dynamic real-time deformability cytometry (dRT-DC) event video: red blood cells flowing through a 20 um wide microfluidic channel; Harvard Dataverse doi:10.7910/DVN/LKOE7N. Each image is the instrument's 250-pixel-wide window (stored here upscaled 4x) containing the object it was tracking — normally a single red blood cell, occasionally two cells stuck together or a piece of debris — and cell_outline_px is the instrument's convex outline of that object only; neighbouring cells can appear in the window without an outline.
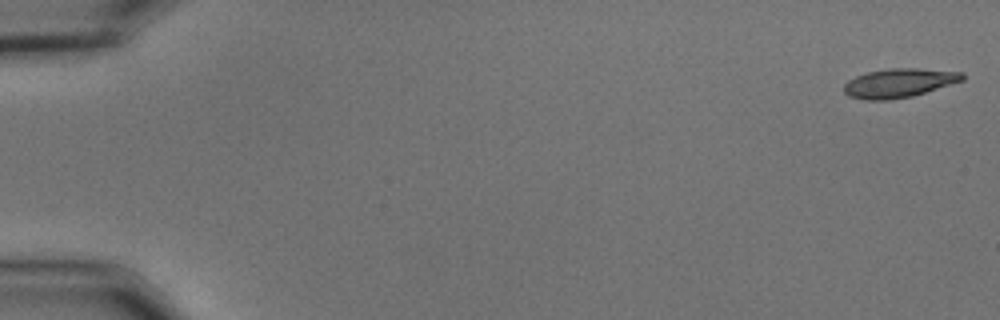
{"species": "common noctule bat (a hibernating species)", "species_latin": "Nyctalus noctula", "temperature_condition": "cold", "stored_images_in_passage": 57, "segment_of_instrument_passage": [1, 2], "camera_frame_rate_fps": 3000, "um_per_image_px": 0.085, "animal": {"sex": "male", "body_mass_g": 15.6}, "frame": {"image": 1, "passage_image": 1, "time_ms": 0.0, "image_size_px": [1000, 320], "cell_outline_px": [[964, 80], [912, 96], [888, 100], [864, 100], [848, 96], [844, 92], [844, 84], [848, 80], [856, 76], [868, 72], [888, 68], [916, 68], [964, 72]], "centroid_in_image_um": [76.4, 7.05], "position_along_channel_um": 8.6, "area_um2": 20.0}}
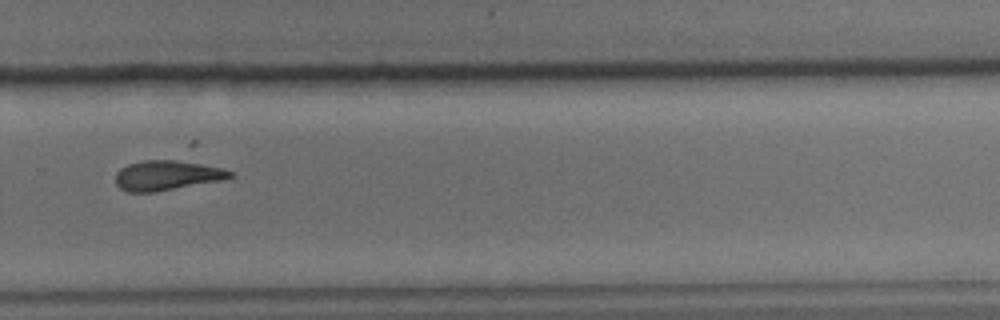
{"frame": {"image": 2, "passage_image": 39, "time_ms": 12.667, "image_size_px": [1000, 320], "cell_outline_px": [[232, 176], [220, 180], [156, 192], [128, 192], [120, 188], [116, 184], [116, 172], [120, 168], [128, 164], [144, 160], [192, 160], [224, 168], [232, 172]], "centroid_in_image_um": [14.2, 14.88], "position_along_channel_um": 315.6, "area_um2": 20.17}}
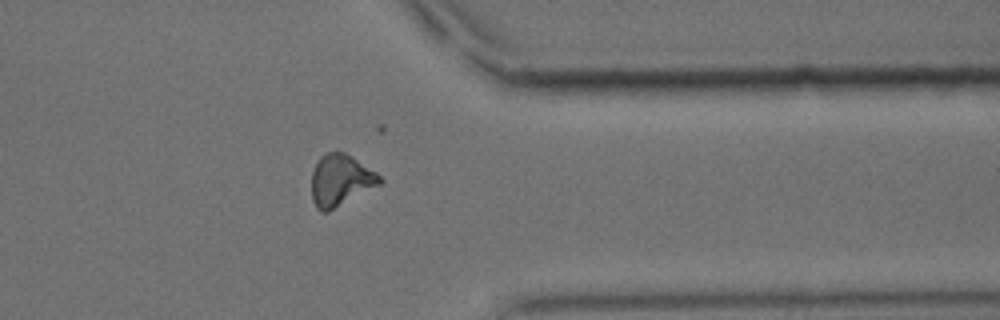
{"frame": {"image": 3, "passage_image": 45, "time_ms": 14.667, "image_size_px": [1000, 320], "cell_outline_px": [[384, 180], [380, 184], [328, 212], [320, 212], [316, 208], [312, 200], [312, 172], [320, 156], [324, 152], [344, 152], [352, 156], [376, 172]], "centroid_in_image_um": [28.93, 15.32], "position_along_channel_um": 382.5, "area_um2": 20.46}}